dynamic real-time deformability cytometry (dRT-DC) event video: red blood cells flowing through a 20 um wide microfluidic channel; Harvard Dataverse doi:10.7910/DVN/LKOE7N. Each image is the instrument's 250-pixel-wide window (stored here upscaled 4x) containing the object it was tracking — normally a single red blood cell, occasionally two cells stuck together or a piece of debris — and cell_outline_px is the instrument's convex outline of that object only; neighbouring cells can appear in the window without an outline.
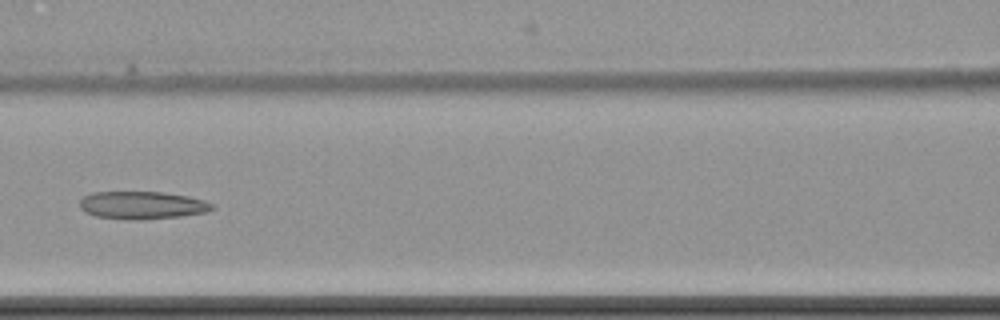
{"species": "common noctule bat (a hibernating species)", "species_latin": "Nyctalus noctula", "temperature_condition": "cold", "stored_images_in_passage": 8, "camera_frame_rate_fps": 3000, "um_per_image_px": 0.085, "animal": {"sex": "female", "body_mass_g": 22.7, "forearm_length_mm": 54.2}, "frame": {"image": 1, "passage_image": 8, "time_ms": 8.667, "image_size_px": [1000, 320], "cell_outline_px": [[216, 208], [208, 212], [180, 216], [144, 220], [128, 220], [96, 216], [84, 212], [80, 208], [80, 200], [84, 196], [92, 192], [164, 192], [188, 196], [204, 200], [216, 204]], "centroid_in_image_um": [12.12, 17.45], "position_along_channel_um": 154.5, "area_um2": 21.73}}